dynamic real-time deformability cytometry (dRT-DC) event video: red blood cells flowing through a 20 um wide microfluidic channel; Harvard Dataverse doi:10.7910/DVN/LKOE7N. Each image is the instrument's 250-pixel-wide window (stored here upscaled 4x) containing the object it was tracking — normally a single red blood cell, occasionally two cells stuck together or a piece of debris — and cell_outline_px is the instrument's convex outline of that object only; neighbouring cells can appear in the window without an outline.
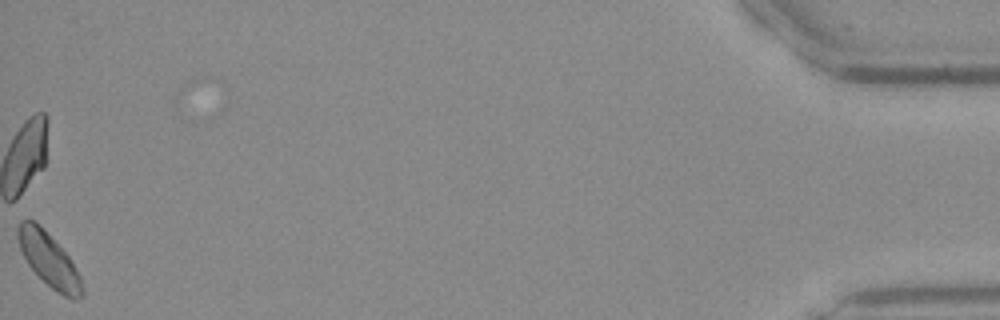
{"species": "Egyptian fruit bat (a non-hibernating species)", "species_latin": "Rousettus aegyptiacus", "temperature_condition": "warm", "stored_images_in_passage": 42, "camera_frame_rate_fps": 3000, "um_per_image_px": 0.085, "frame": {"image": 1, "passage_image": 42, "time_ms": 13.667, "image_size_px": [1000, 320], "cell_outline_px": [[84, 296], [72, 300], [56, 292], [28, 264], [20, 248], [16, 236], [16, 228], [20, 220], [32, 220], [40, 224], [68, 256], [80, 276], [84, 292]], "centroid_in_image_um": [4.15, 22.07], "position_along_channel_um": 431.1, "area_um2": 19.88}}